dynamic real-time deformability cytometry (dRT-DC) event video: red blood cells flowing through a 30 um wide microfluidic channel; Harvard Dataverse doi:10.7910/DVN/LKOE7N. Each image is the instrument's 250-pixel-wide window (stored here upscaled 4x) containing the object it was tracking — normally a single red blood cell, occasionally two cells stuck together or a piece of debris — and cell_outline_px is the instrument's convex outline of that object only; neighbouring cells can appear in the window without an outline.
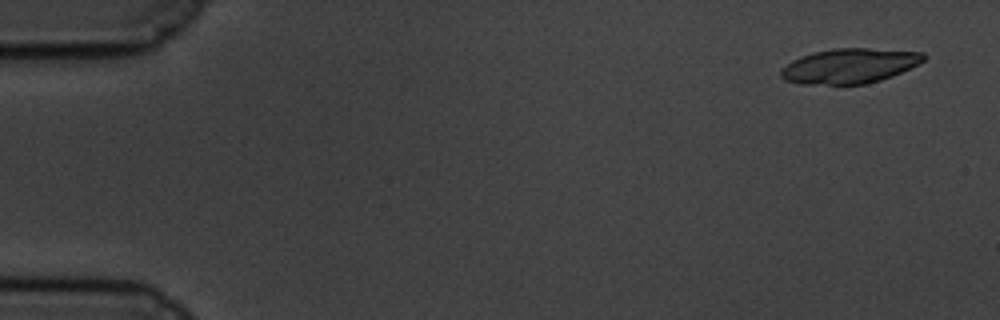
{"species": "common noctule bat (a hibernating species)", "species_latin": "Nyctalus noctula", "temperature_condition": "cold", "stored_images_in_passage": 20, "camera_frame_rate_fps": 3000, "um_per_image_px": 0.085, "animal": {"sex": "male", "body_mass_g": 19.5, "forearm_length_mm": 54.6}, "frame": {"image": 1, "passage_image": 3, "time_ms": 0.667, "image_size_px": [1000, 320], "cell_outline_px": [[928, 56], [920, 64], [892, 76], [880, 80], [864, 84], [800, 84], [784, 80], [780, 76], [780, 68], [792, 60], [800, 56], [812, 52], [832, 48], [868, 48], [924, 52]], "centroid_in_image_um": [72.2, 5.59], "position_along_channel_um": 12.8, "area_um2": 29.36}}